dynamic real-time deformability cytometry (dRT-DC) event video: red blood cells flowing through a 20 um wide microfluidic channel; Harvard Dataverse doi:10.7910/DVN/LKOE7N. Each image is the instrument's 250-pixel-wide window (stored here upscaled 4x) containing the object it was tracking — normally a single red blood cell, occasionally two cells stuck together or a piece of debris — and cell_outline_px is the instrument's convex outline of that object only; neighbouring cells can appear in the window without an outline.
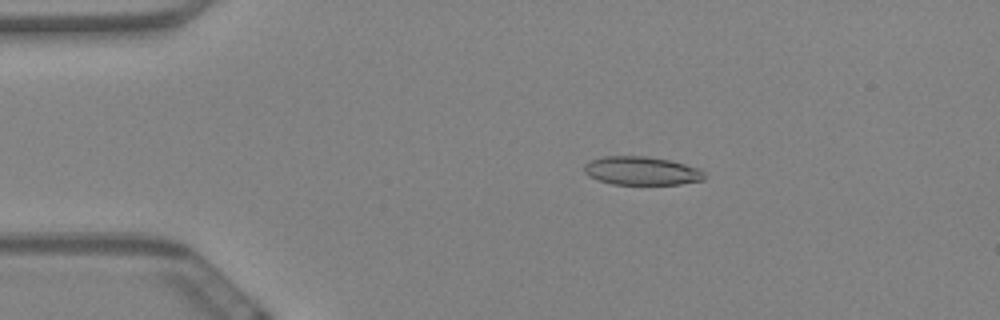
{"species": "Egyptian fruit bat (a non-hibernating species)", "species_latin": "Rousettus aegyptiacus", "temperature_condition": "warm", "stored_images_in_passage": 60, "camera_frame_rate_fps": 3000, "um_per_image_px": 0.085, "animal": {"sex": "female"}, "frame": {"image": 1, "passage_image": 12, "time_ms": 3.667, "image_size_px": [1000, 320], "cell_outline_px": [[704, 180], [680, 184], [612, 184], [588, 176], [584, 172], [584, 164], [588, 160], [604, 156], [644, 156], [672, 160], [696, 168], [704, 172]], "centroid_in_image_um": [54.5, 14.51], "position_along_channel_um": 30.5, "area_um2": 19.94}}
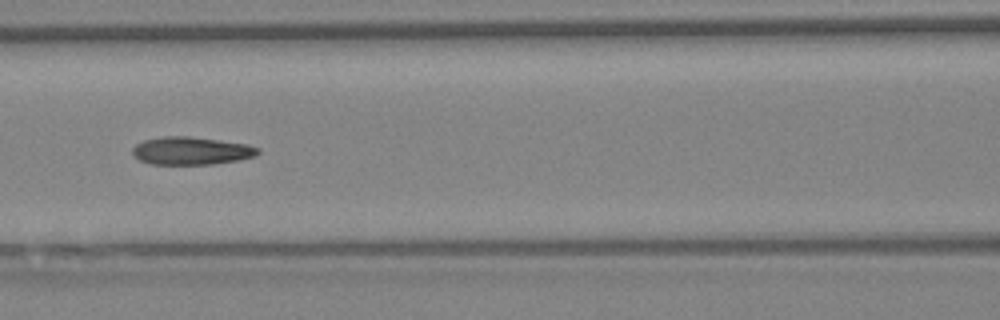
{"frame": {"image": 2, "passage_image": 27, "time_ms": 8.667, "image_size_px": [1000, 320], "cell_outline_px": [[260, 152], [256, 156], [236, 160], [212, 164], [148, 164], [132, 156], [132, 148], [136, 144], [144, 140], [164, 136], [188, 136], [248, 144], [260, 148]], "centroid_in_image_um": [16.24, 12.82], "position_along_channel_um": 150.4, "area_um2": 20.4}}
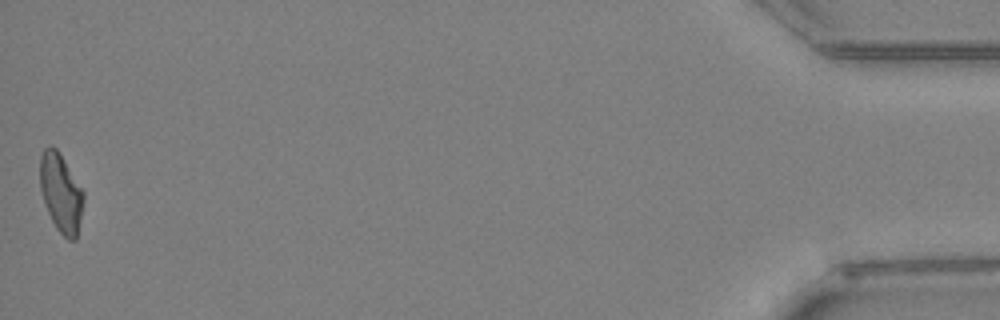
{"frame": {"image": 3, "passage_image": 60, "time_ms": 19.667, "image_size_px": [1000, 320], "cell_outline_px": [[84, 200], [76, 240], [68, 240], [56, 228], [48, 212], [40, 188], [40, 156], [44, 148], [52, 144], [56, 148], [84, 192]], "centroid_in_image_um": [5.17, 16.39], "position_along_channel_um": 430.0, "area_um2": 19.71}, "authors_computed_cell_mechanics": {"area_um2": 20.3167, "velocity_mm_per_s": 3.4421, "shape_relaxation_time_tau1_ms": null, "shape_relaxation_time_tau2_ms": 3.1063, "deformation_change_tau1": null, "deformation_change_tau2": 0.1103}}